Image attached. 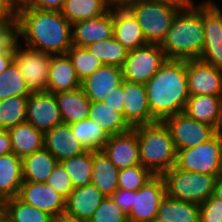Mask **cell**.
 Here are the masks:
<instances>
[{"label": "cell", "mask_w": 222, "mask_h": 222, "mask_svg": "<svg viewBox=\"0 0 222 222\" xmlns=\"http://www.w3.org/2000/svg\"><path fill=\"white\" fill-rule=\"evenodd\" d=\"M111 198L122 209L125 214H129L133 205V191L117 189L111 195Z\"/></svg>", "instance_id": "45"}, {"label": "cell", "mask_w": 222, "mask_h": 222, "mask_svg": "<svg viewBox=\"0 0 222 222\" xmlns=\"http://www.w3.org/2000/svg\"><path fill=\"white\" fill-rule=\"evenodd\" d=\"M124 118L134 128L157 122L149 110L145 85L123 81Z\"/></svg>", "instance_id": "17"}, {"label": "cell", "mask_w": 222, "mask_h": 222, "mask_svg": "<svg viewBox=\"0 0 222 222\" xmlns=\"http://www.w3.org/2000/svg\"><path fill=\"white\" fill-rule=\"evenodd\" d=\"M184 113L217 130L222 121V96L190 95Z\"/></svg>", "instance_id": "24"}, {"label": "cell", "mask_w": 222, "mask_h": 222, "mask_svg": "<svg viewBox=\"0 0 222 222\" xmlns=\"http://www.w3.org/2000/svg\"><path fill=\"white\" fill-rule=\"evenodd\" d=\"M31 93L16 63L12 61L0 74V101L11 96H29Z\"/></svg>", "instance_id": "38"}, {"label": "cell", "mask_w": 222, "mask_h": 222, "mask_svg": "<svg viewBox=\"0 0 222 222\" xmlns=\"http://www.w3.org/2000/svg\"><path fill=\"white\" fill-rule=\"evenodd\" d=\"M46 183L65 199L74 189L71 178L60 162L55 166Z\"/></svg>", "instance_id": "42"}, {"label": "cell", "mask_w": 222, "mask_h": 222, "mask_svg": "<svg viewBox=\"0 0 222 222\" xmlns=\"http://www.w3.org/2000/svg\"><path fill=\"white\" fill-rule=\"evenodd\" d=\"M217 134L219 135L221 143H222V121H221V124L219 125V127L217 129Z\"/></svg>", "instance_id": "58"}, {"label": "cell", "mask_w": 222, "mask_h": 222, "mask_svg": "<svg viewBox=\"0 0 222 222\" xmlns=\"http://www.w3.org/2000/svg\"><path fill=\"white\" fill-rule=\"evenodd\" d=\"M91 54L100 59L103 65L122 67L128 56V50L114 36L85 47Z\"/></svg>", "instance_id": "34"}, {"label": "cell", "mask_w": 222, "mask_h": 222, "mask_svg": "<svg viewBox=\"0 0 222 222\" xmlns=\"http://www.w3.org/2000/svg\"><path fill=\"white\" fill-rule=\"evenodd\" d=\"M57 164L53 154L43 147L22 159L23 181L47 182Z\"/></svg>", "instance_id": "29"}, {"label": "cell", "mask_w": 222, "mask_h": 222, "mask_svg": "<svg viewBox=\"0 0 222 222\" xmlns=\"http://www.w3.org/2000/svg\"><path fill=\"white\" fill-rule=\"evenodd\" d=\"M18 70L31 92L48 91V78L52 54L28 48L17 43L13 49Z\"/></svg>", "instance_id": "8"}, {"label": "cell", "mask_w": 222, "mask_h": 222, "mask_svg": "<svg viewBox=\"0 0 222 222\" xmlns=\"http://www.w3.org/2000/svg\"><path fill=\"white\" fill-rule=\"evenodd\" d=\"M12 152L11 137L8 130L0 129V156Z\"/></svg>", "instance_id": "49"}, {"label": "cell", "mask_w": 222, "mask_h": 222, "mask_svg": "<svg viewBox=\"0 0 222 222\" xmlns=\"http://www.w3.org/2000/svg\"><path fill=\"white\" fill-rule=\"evenodd\" d=\"M43 141L44 148L51 152L58 162L79 156L87 151L73 134L71 126L65 123L44 132Z\"/></svg>", "instance_id": "19"}, {"label": "cell", "mask_w": 222, "mask_h": 222, "mask_svg": "<svg viewBox=\"0 0 222 222\" xmlns=\"http://www.w3.org/2000/svg\"><path fill=\"white\" fill-rule=\"evenodd\" d=\"M5 215V200L0 198V219Z\"/></svg>", "instance_id": "56"}, {"label": "cell", "mask_w": 222, "mask_h": 222, "mask_svg": "<svg viewBox=\"0 0 222 222\" xmlns=\"http://www.w3.org/2000/svg\"><path fill=\"white\" fill-rule=\"evenodd\" d=\"M119 169L103 151H93L92 184L105 196L118 189Z\"/></svg>", "instance_id": "28"}, {"label": "cell", "mask_w": 222, "mask_h": 222, "mask_svg": "<svg viewBox=\"0 0 222 222\" xmlns=\"http://www.w3.org/2000/svg\"><path fill=\"white\" fill-rule=\"evenodd\" d=\"M64 3L65 0H36L31 7L42 10L61 11Z\"/></svg>", "instance_id": "47"}, {"label": "cell", "mask_w": 222, "mask_h": 222, "mask_svg": "<svg viewBox=\"0 0 222 222\" xmlns=\"http://www.w3.org/2000/svg\"><path fill=\"white\" fill-rule=\"evenodd\" d=\"M22 45L46 54H66L72 45V24L61 11L28 7L17 13Z\"/></svg>", "instance_id": "1"}, {"label": "cell", "mask_w": 222, "mask_h": 222, "mask_svg": "<svg viewBox=\"0 0 222 222\" xmlns=\"http://www.w3.org/2000/svg\"><path fill=\"white\" fill-rule=\"evenodd\" d=\"M14 154L21 159L44 147V133L29 122L20 123L8 130Z\"/></svg>", "instance_id": "27"}, {"label": "cell", "mask_w": 222, "mask_h": 222, "mask_svg": "<svg viewBox=\"0 0 222 222\" xmlns=\"http://www.w3.org/2000/svg\"><path fill=\"white\" fill-rule=\"evenodd\" d=\"M35 2L36 0H8V3L16 13L22 9L31 7Z\"/></svg>", "instance_id": "50"}, {"label": "cell", "mask_w": 222, "mask_h": 222, "mask_svg": "<svg viewBox=\"0 0 222 222\" xmlns=\"http://www.w3.org/2000/svg\"><path fill=\"white\" fill-rule=\"evenodd\" d=\"M126 8L139 23L146 42L160 45L182 6L168 0H132Z\"/></svg>", "instance_id": "5"}, {"label": "cell", "mask_w": 222, "mask_h": 222, "mask_svg": "<svg viewBox=\"0 0 222 222\" xmlns=\"http://www.w3.org/2000/svg\"><path fill=\"white\" fill-rule=\"evenodd\" d=\"M105 197L92 183L74 188L66 199L64 215L89 221Z\"/></svg>", "instance_id": "21"}, {"label": "cell", "mask_w": 222, "mask_h": 222, "mask_svg": "<svg viewBox=\"0 0 222 222\" xmlns=\"http://www.w3.org/2000/svg\"><path fill=\"white\" fill-rule=\"evenodd\" d=\"M222 4H202L204 46L199 59L222 69Z\"/></svg>", "instance_id": "12"}, {"label": "cell", "mask_w": 222, "mask_h": 222, "mask_svg": "<svg viewBox=\"0 0 222 222\" xmlns=\"http://www.w3.org/2000/svg\"><path fill=\"white\" fill-rule=\"evenodd\" d=\"M216 1H218V0H198V1H195V5L196 4H215L216 5V4H218Z\"/></svg>", "instance_id": "57"}, {"label": "cell", "mask_w": 222, "mask_h": 222, "mask_svg": "<svg viewBox=\"0 0 222 222\" xmlns=\"http://www.w3.org/2000/svg\"><path fill=\"white\" fill-rule=\"evenodd\" d=\"M0 20H17V13L8 3V0H0Z\"/></svg>", "instance_id": "48"}, {"label": "cell", "mask_w": 222, "mask_h": 222, "mask_svg": "<svg viewBox=\"0 0 222 222\" xmlns=\"http://www.w3.org/2000/svg\"><path fill=\"white\" fill-rule=\"evenodd\" d=\"M162 176L168 197L201 205L213 196L215 181L219 175L190 172L174 166Z\"/></svg>", "instance_id": "6"}, {"label": "cell", "mask_w": 222, "mask_h": 222, "mask_svg": "<svg viewBox=\"0 0 222 222\" xmlns=\"http://www.w3.org/2000/svg\"><path fill=\"white\" fill-rule=\"evenodd\" d=\"M109 7L102 0H65L62 15L71 23L104 15Z\"/></svg>", "instance_id": "32"}, {"label": "cell", "mask_w": 222, "mask_h": 222, "mask_svg": "<svg viewBox=\"0 0 222 222\" xmlns=\"http://www.w3.org/2000/svg\"><path fill=\"white\" fill-rule=\"evenodd\" d=\"M26 122L43 133L63 123L54 93L32 92L28 96Z\"/></svg>", "instance_id": "13"}, {"label": "cell", "mask_w": 222, "mask_h": 222, "mask_svg": "<svg viewBox=\"0 0 222 222\" xmlns=\"http://www.w3.org/2000/svg\"><path fill=\"white\" fill-rule=\"evenodd\" d=\"M23 183L22 159L9 153L0 156V198L18 197Z\"/></svg>", "instance_id": "25"}, {"label": "cell", "mask_w": 222, "mask_h": 222, "mask_svg": "<svg viewBox=\"0 0 222 222\" xmlns=\"http://www.w3.org/2000/svg\"><path fill=\"white\" fill-rule=\"evenodd\" d=\"M28 96H11L0 101V129L9 130L26 121Z\"/></svg>", "instance_id": "37"}, {"label": "cell", "mask_w": 222, "mask_h": 222, "mask_svg": "<svg viewBox=\"0 0 222 222\" xmlns=\"http://www.w3.org/2000/svg\"><path fill=\"white\" fill-rule=\"evenodd\" d=\"M55 222H88V221L76 220V219H72V218H69V217L63 215L60 218L56 219Z\"/></svg>", "instance_id": "55"}, {"label": "cell", "mask_w": 222, "mask_h": 222, "mask_svg": "<svg viewBox=\"0 0 222 222\" xmlns=\"http://www.w3.org/2000/svg\"><path fill=\"white\" fill-rule=\"evenodd\" d=\"M124 95H123V83L112 91L110 94H107L103 102L110 106L115 111L122 113L124 115Z\"/></svg>", "instance_id": "46"}, {"label": "cell", "mask_w": 222, "mask_h": 222, "mask_svg": "<svg viewBox=\"0 0 222 222\" xmlns=\"http://www.w3.org/2000/svg\"><path fill=\"white\" fill-rule=\"evenodd\" d=\"M67 54L71 59L80 82L93 74L98 68L103 66L100 59L91 54L85 47L73 45L67 51Z\"/></svg>", "instance_id": "39"}, {"label": "cell", "mask_w": 222, "mask_h": 222, "mask_svg": "<svg viewBox=\"0 0 222 222\" xmlns=\"http://www.w3.org/2000/svg\"><path fill=\"white\" fill-rule=\"evenodd\" d=\"M151 222H167V221H163V220H161V219H158V218H155L153 221H151Z\"/></svg>", "instance_id": "60"}, {"label": "cell", "mask_w": 222, "mask_h": 222, "mask_svg": "<svg viewBox=\"0 0 222 222\" xmlns=\"http://www.w3.org/2000/svg\"><path fill=\"white\" fill-rule=\"evenodd\" d=\"M178 169L208 175L222 173V143L216 133L208 141L192 148L177 151L176 165Z\"/></svg>", "instance_id": "7"}, {"label": "cell", "mask_w": 222, "mask_h": 222, "mask_svg": "<svg viewBox=\"0 0 222 222\" xmlns=\"http://www.w3.org/2000/svg\"><path fill=\"white\" fill-rule=\"evenodd\" d=\"M70 126L73 134L87 150L102 151L109 139V135L89 118Z\"/></svg>", "instance_id": "35"}, {"label": "cell", "mask_w": 222, "mask_h": 222, "mask_svg": "<svg viewBox=\"0 0 222 222\" xmlns=\"http://www.w3.org/2000/svg\"><path fill=\"white\" fill-rule=\"evenodd\" d=\"M162 175H155L139 190L133 191V205L127 215L129 222H151L157 217L162 200L166 196Z\"/></svg>", "instance_id": "11"}, {"label": "cell", "mask_w": 222, "mask_h": 222, "mask_svg": "<svg viewBox=\"0 0 222 222\" xmlns=\"http://www.w3.org/2000/svg\"><path fill=\"white\" fill-rule=\"evenodd\" d=\"M155 175L141 164L119 170L118 189L137 191Z\"/></svg>", "instance_id": "40"}, {"label": "cell", "mask_w": 222, "mask_h": 222, "mask_svg": "<svg viewBox=\"0 0 222 222\" xmlns=\"http://www.w3.org/2000/svg\"><path fill=\"white\" fill-rule=\"evenodd\" d=\"M144 85L149 110L157 121L183 113L190 96L186 60L166 59Z\"/></svg>", "instance_id": "2"}, {"label": "cell", "mask_w": 222, "mask_h": 222, "mask_svg": "<svg viewBox=\"0 0 222 222\" xmlns=\"http://www.w3.org/2000/svg\"><path fill=\"white\" fill-rule=\"evenodd\" d=\"M13 59V53H0V74L8 68Z\"/></svg>", "instance_id": "51"}, {"label": "cell", "mask_w": 222, "mask_h": 222, "mask_svg": "<svg viewBox=\"0 0 222 222\" xmlns=\"http://www.w3.org/2000/svg\"><path fill=\"white\" fill-rule=\"evenodd\" d=\"M0 222H10L9 219L4 215L1 219Z\"/></svg>", "instance_id": "59"}, {"label": "cell", "mask_w": 222, "mask_h": 222, "mask_svg": "<svg viewBox=\"0 0 222 222\" xmlns=\"http://www.w3.org/2000/svg\"><path fill=\"white\" fill-rule=\"evenodd\" d=\"M140 164L154 175H163L176 165V149L163 121L136 127Z\"/></svg>", "instance_id": "4"}, {"label": "cell", "mask_w": 222, "mask_h": 222, "mask_svg": "<svg viewBox=\"0 0 222 222\" xmlns=\"http://www.w3.org/2000/svg\"><path fill=\"white\" fill-rule=\"evenodd\" d=\"M88 222H129L127 214L113 201L111 196H106L99 207L92 214Z\"/></svg>", "instance_id": "41"}, {"label": "cell", "mask_w": 222, "mask_h": 222, "mask_svg": "<svg viewBox=\"0 0 222 222\" xmlns=\"http://www.w3.org/2000/svg\"><path fill=\"white\" fill-rule=\"evenodd\" d=\"M113 36L128 51L146 45L142 29L127 8H113Z\"/></svg>", "instance_id": "23"}, {"label": "cell", "mask_w": 222, "mask_h": 222, "mask_svg": "<svg viewBox=\"0 0 222 222\" xmlns=\"http://www.w3.org/2000/svg\"><path fill=\"white\" fill-rule=\"evenodd\" d=\"M123 81L120 67L103 65L81 82V88L91 102H103Z\"/></svg>", "instance_id": "20"}, {"label": "cell", "mask_w": 222, "mask_h": 222, "mask_svg": "<svg viewBox=\"0 0 222 222\" xmlns=\"http://www.w3.org/2000/svg\"><path fill=\"white\" fill-rule=\"evenodd\" d=\"M186 74L190 95L222 96V69L192 59L186 60Z\"/></svg>", "instance_id": "14"}, {"label": "cell", "mask_w": 222, "mask_h": 222, "mask_svg": "<svg viewBox=\"0 0 222 222\" xmlns=\"http://www.w3.org/2000/svg\"><path fill=\"white\" fill-rule=\"evenodd\" d=\"M18 42L17 20H0V53H13Z\"/></svg>", "instance_id": "43"}, {"label": "cell", "mask_w": 222, "mask_h": 222, "mask_svg": "<svg viewBox=\"0 0 222 222\" xmlns=\"http://www.w3.org/2000/svg\"><path fill=\"white\" fill-rule=\"evenodd\" d=\"M174 3L181 5L182 7H187L191 5H195L196 0H168Z\"/></svg>", "instance_id": "54"}, {"label": "cell", "mask_w": 222, "mask_h": 222, "mask_svg": "<svg viewBox=\"0 0 222 222\" xmlns=\"http://www.w3.org/2000/svg\"><path fill=\"white\" fill-rule=\"evenodd\" d=\"M5 216L10 222H55L50 214L24 203L18 197L5 200Z\"/></svg>", "instance_id": "36"}, {"label": "cell", "mask_w": 222, "mask_h": 222, "mask_svg": "<svg viewBox=\"0 0 222 222\" xmlns=\"http://www.w3.org/2000/svg\"><path fill=\"white\" fill-rule=\"evenodd\" d=\"M80 87L81 82L77 77L68 54L52 55L48 78V92L54 94L70 92Z\"/></svg>", "instance_id": "22"}, {"label": "cell", "mask_w": 222, "mask_h": 222, "mask_svg": "<svg viewBox=\"0 0 222 222\" xmlns=\"http://www.w3.org/2000/svg\"><path fill=\"white\" fill-rule=\"evenodd\" d=\"M88 118L100 126L109 136L125 133L132 129L122 113L115 111L104 102H91Z\"/></svg>", "instance_id": "30"}, {"label": "cell", "mask_w": 222, "mask_h": 222, "mask_svg": "<svg viewBox=\"0 0 222 222\" xmlns=\"http://www.w3.org/2000/svg\"><path fill=\"white\" fill-rule=\"evenodd\" d=\"M204 46L202 4L182 7L160 44L166 59H199Z\"/></svg>", "instance_id": "3"}, {"label": "cell", "mask_w": 222, "mask_h": 222, "mask_svg": "<svg viewBox=\"0 0 222 222\" xmlns=\"http://www.w3.org/2000/svg\"><path fill=\"white\" fill-rule=\"evenodd\" d=\"M109 9L126 8L132 0H102Z\"/></svg>", "instance_id": "52"}, {"label": "cell", "mask_w": 222, "mask_h": 222, "mask_svg": "<svg viewBox=\"0 0 222 222\" xmlns=\"http://www.w3.org/2000/svg\"><path fill=\"white\" fill-rule=\"evenodd\" d=\"M102 151L119 170L140 165L136 127L128 132L109 136Z\"/></svg>", "instance_id": "16"}, {"label": "cell", "mask_w": 222, "mask_h": 222, "mask_svg": "<svg viewBox=\"0 0 222 222\" xmlns=\"http://www.w3.org/2000/svg\"><path fill=\"white\" fill-rule=\"evenodd\" d=\"M200 222H222V200L211 196L200 205Z\"/></svg>", "instance_id": "44"}, {"label": "cell", "mask_w": 222, "mask_h": 222, "mask_svg": "<svg viewBox=\"0 0 222 222\" xmlns=\"http://www.w3.org/2000/svg\"><path fill=\"white\" fill-rule=\"evenodd\" d=\"M71 178L74 188L82 187L92 182L93 150L71 157L60 162Z\"/></svg>", "instance_id": "33"}, {"label": "cell", "mask_w": 222, "mask_h": 222, "mask_svg": "<svg viewBox=\"0 0 222 222\" xmlns=\"http://www.w3.org/2000/svg\"><path fill=\"white\" fill-rule=\"evenodd\" d=\"M156 218L167 222H200V205L172 199L166 195Z\"/></svg>", "instance_id": "31"}, {"label": "cell", "mask_w": 222, "mask_h": 222, "mask_svg": "<svg viewBox=\"0 0 222 222\" xmlns=\"http://www.w3.org/2000/svg\"><path fill=\"white\" fill-rule=\"evenodd\" d=\"M163 122L170 131L176 152L202 144L217 133L211 125L189 118L184 112L169 116Z\"/></svg>", "instance_id": "10"}, {"label": "cell", "mask_w": 222, "mask_h": 222, "mask_svg": "<svg viewBox=\"0 0 222 222\" xmlns=\"http://www.w3.org/2000/svg\"><path fill=\"white\" fill-rule=\"evenodd\" d=\"M63 123L73 124L87 119L91 101L80 87L70 92L55 94Z\"/></svg>", "instance_id": "26"}, {"label": "cell", "mask_w": 222, "mask_h": 222, "mask_svg": "<svg viewBox=\"0 0 222 222\" xmlns=\"http://www.w3.org/2000/svg\"><path fill=\"white\" fill-rule=\"evenodd\" d=\"M18 198L50 214L55 220L64 215L66 199L46 182L23 181Z\"/></svg>", "instance_id": "15"}, {"label": "cell", "mask_w": 222, "mask_h": 222, "mask_svg": "<svg viewBox=\"0 0 222 222\" xmlns=\"http://www.w3.org/2000/svg\"><path fill=\"white\" fill-rule=\"evenodd\" d=\"M213 196L222 200V173L216 178Z\"/></svg>", "instance_id": "53"}, {"label": "cell", "mask_w": 222, "mask_h": 222, "mask_svg": "<svg viewBox=\"0 0 222 222\" xmlns=\"http://www.w3.org/2000/svg\"><path fill=\"white\" fill-rule=\"evenodd\" d=\"M113 8L104 15L72 24V45L86 47L89 44L113 36Z\"/></svg>", "instance_id": "18"}, {"label": "cell", "mask_w": 222, "mask_h": 222, "mask_svg": "<svg viewBox=\"0 0 222 222\" xmlns=\"http://www.w3.org/2000/svg\"><path fill=\"white\" fill-rule=\"evenodd\" d=\"M165 60L164 51L157 44L147 43L130 50L121 67L124 80L146 84Z\"/></svg>", "instance_id": "9"}]
</instances>
